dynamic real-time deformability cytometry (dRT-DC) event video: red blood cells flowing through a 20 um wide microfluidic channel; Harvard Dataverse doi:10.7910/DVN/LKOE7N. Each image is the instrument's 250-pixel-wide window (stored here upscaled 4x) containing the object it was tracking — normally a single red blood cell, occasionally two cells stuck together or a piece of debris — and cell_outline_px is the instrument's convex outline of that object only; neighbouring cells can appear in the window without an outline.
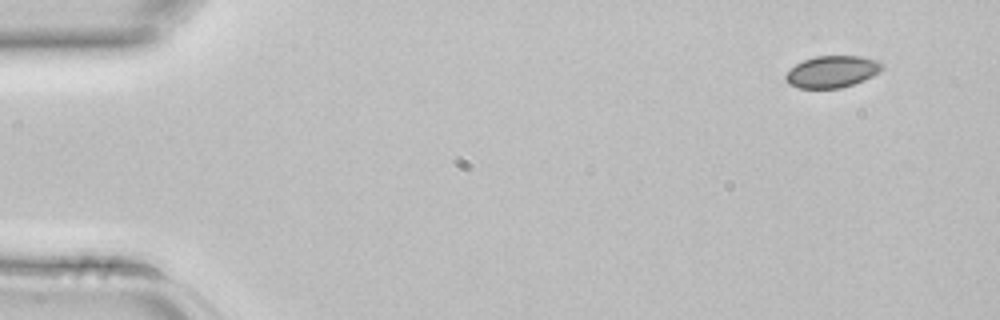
{"species": "common noctule bat (a hibernating species)", "species_latin": "Nyctalus noctula", "temperature_condition": "room temperature", "stored_images_in_passage": 3, "camera_frame_rate_fps": 3000, "um_per_image_px": 0.085, "animal": {"sex": "female", "body_mass_g": 22.7, "forearm_length_mm": 54.2}, "frame": {"image": 1, "passage_image": 1, "time_ms": 0.0, "image_size_px": [1000, 320], "cell_outline_px": [[884, 64], [880, 72], [864, 80], [840, 88], [800, 88], [788, 84], [784, 80], [784, 76], [796, 64], [804, 60], [816, 56], [860, 56], [876, 60]], "centroid_in_image_um": [70.72, 6.09], "position_along_channel_um": 14.3, "area_um2": 17.8}}
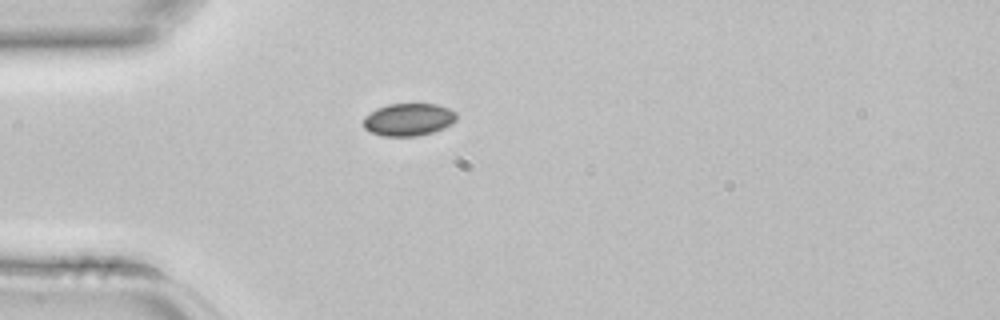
{"frame": {"image": 2, "passage_image": 3, "time_ms": 0.667, "image_size_px": [1000, 320], "cell_outline_px": [[456, 120], [444, 128], [432, 132], [416, 136], [384, 136], [372, 132], [364, 128], [364, 116], [376, 108], [388, 104], [436, 104], [448, 108], [456, 112]], "centroid_in_image_um": [34.72, 10.15], "position_along_channel_um": 50.3, "area_um2": 17.57}}